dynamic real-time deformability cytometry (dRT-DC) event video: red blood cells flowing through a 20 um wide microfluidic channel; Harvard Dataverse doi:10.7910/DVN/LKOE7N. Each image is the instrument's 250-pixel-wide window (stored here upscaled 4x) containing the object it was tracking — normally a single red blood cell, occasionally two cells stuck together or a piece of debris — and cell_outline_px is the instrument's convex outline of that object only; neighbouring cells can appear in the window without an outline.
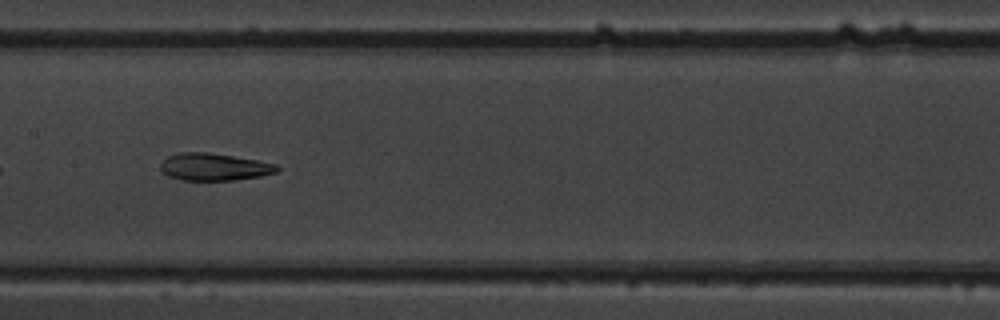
{"species": "common noctule bat (a hibernating species)", "species_latin": "Nyctalus noctula", "temperature_condition": "warm", "stored_images_in_passage": 50, "camera_frame_rate_fps": 3000, "um_per_image_px": 0.085, "animal": {"sex": "male", "body_mass_g": 19.5, "forearm_length_mm": 54.6}, "frame": {"image": 1, "passage_image": 24, "time_ms": 7.667, "image_size_px": [1000, 320], "cell_outline_px": [[280, 168], [276, 172], [260, 176], [236, 180], [180, 180], [168, 176], [160, 168], [160, 164], [168, 156], [180, 152], [208, 152], [256, 160], [276, 164]], "centroid_in_image_um": [18.19, 14.19], "position_along_channel_um": 189.2, "area_um2": 18.44}}
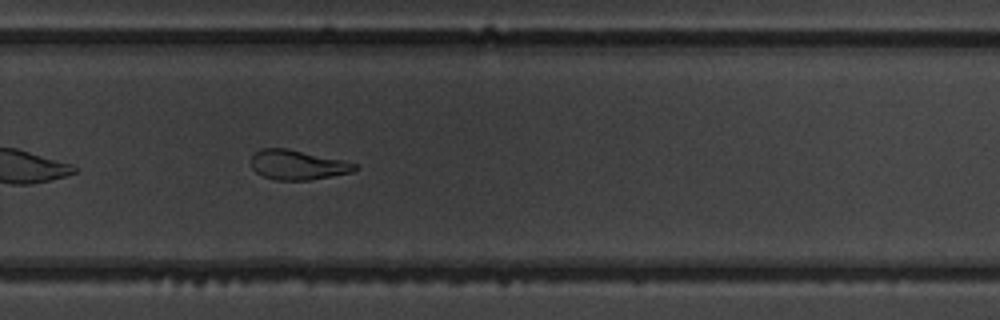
{"frame": {"image": 2, "passage_image": 33, "time_ms": 10.667, "image_size_px": [1000, 320], "cell_outline_px": [[360, 168], [352, 172], [332, 176], [308, 180], [276, 180], [264, 176], [256, 172], [252, 168], [252, 156], [260, 148], [288, 148], [344, 160], [356, 164]], "centroid_in_image_um": [25.32, 14.01], "position_along_channel_um": 304.5, "area_um2": 17.98}}
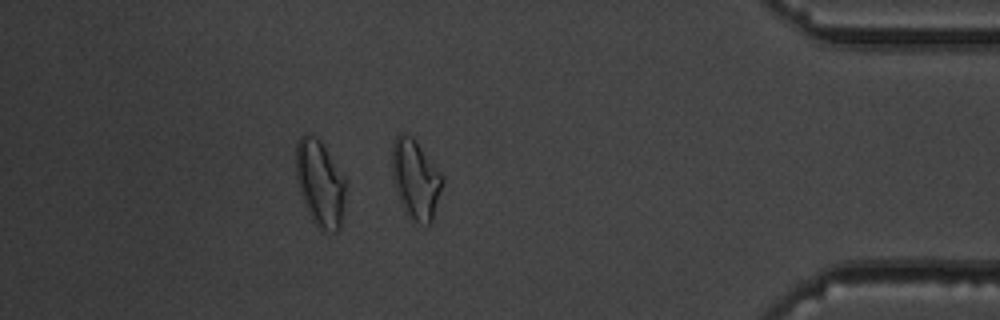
{"frame": {"image": 3, "passage_image": 43, "time_ms": 14.0, "image_size_px": [1000, 320], "cell_outline_px": [[444, 180], [432, 220], [428, 224], [412, 220], [408, 216], [396, 192], [392, 176], [392, 144], [396, 136], [400, 132], [404, 132], [412, 136], [416, 140]], "centroid_in_image_um": [35.29, 15.19], "position_along_channel_um": 399.9, "area_um2": 22.89}, "authors_computed_cell_mechanics": {"area_um2": 20.5768, "velocity_mm_per_s": 3.8647, "shape_relaxation_time_tau1_ms": null, "shape_relaxation_time_tau2_ms": 5.9521, "deformation_change_tau1": null, "deformation_change_tau2": 0.1442}}